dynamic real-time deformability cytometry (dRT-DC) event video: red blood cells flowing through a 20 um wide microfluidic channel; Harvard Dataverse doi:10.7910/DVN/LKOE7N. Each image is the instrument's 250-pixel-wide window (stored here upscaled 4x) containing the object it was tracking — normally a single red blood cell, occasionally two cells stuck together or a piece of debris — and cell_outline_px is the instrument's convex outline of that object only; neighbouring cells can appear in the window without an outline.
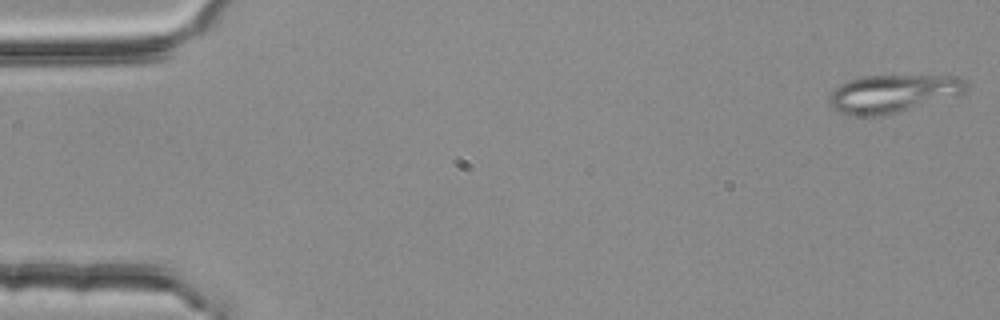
{"species": "common noctule bat (a hibernating species)", "species_latin": "Nyctalus noctula", "temperature_condition": "room temperature", "stored_images_in_passage": 53, "camera_frame_rate_fps": 3000, "um_per_image_px": 0.085, "animal": {"sex": "female", "body_mass_g": 25.1}, "frame": {"image": 1, "passage_image": 1, "time_ms": 0.0, "image_size_px": [1000, 320], "cell_outline_px": [[968, 92], [892, 112], [872, 116], [856, 116], [840, 112], [832, 108], [828, 104], [828, 100], [832, 88], [840, 84], [860, 76], [948, 76], [964, 80], [968, 84]], "centroid_in_image_um": [75.8, 7.93], "position_along_channel_um": 9.2, "area_um2": 29.54}}
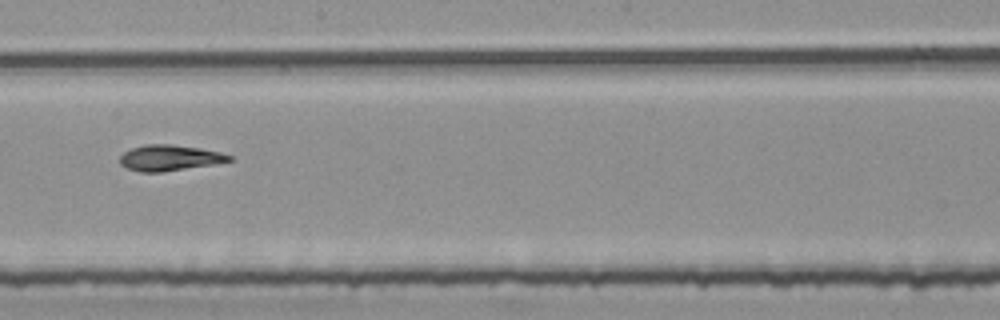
{"frame": {"image": 2, "passage_image": 30, "time_ms": 9.667, "image_size_px": [1000, 320], "cell_outline_px": [[236, 160], [212, 164], [160, 172], [140, 172], [128, 168], [120, 164], [120, 156], [124, 152], [132, 148], [144, 144], [172, 144], [200, 148], [220, 152], [232, 156]], "centroid_in_image_um": [14.42, 13.4], "position_along_channel_um": 233.8, "area_um2": 16.36}}
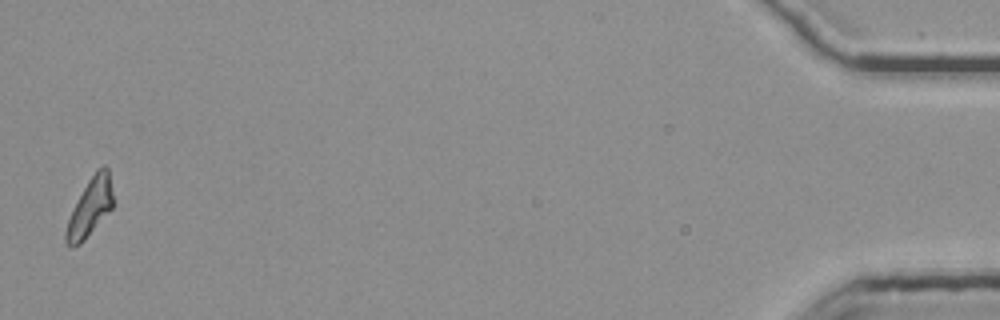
{"frame": {"image": 3, "passage_image": 53, "time_ms": 17.333, "image_size_px": [1000, 320], "cell_outline_px": [[112, 208], [84, 240], [80, 244], [72, 248], [68, 248], [64, 244], [64, 232], [68, 220], [88, 180], [96, 168], [104, 164], [108, 168], [112, 196]], "centroid_in_image_um": [7.62, 17.66], "position_along_channel_um": 427.6, "area_um2": 15.66}, "authors_computed_cell_mechanics": {"area_um2": 16.3574, "velocity_mm_per_s": 3.793, "shape_relaxation_time_tau1_ms": null, "shape_relaxation_time_tau2_ms": 8.4587, "deformation_change_tau1": null, "deformation_change_tau2": 0.16}}